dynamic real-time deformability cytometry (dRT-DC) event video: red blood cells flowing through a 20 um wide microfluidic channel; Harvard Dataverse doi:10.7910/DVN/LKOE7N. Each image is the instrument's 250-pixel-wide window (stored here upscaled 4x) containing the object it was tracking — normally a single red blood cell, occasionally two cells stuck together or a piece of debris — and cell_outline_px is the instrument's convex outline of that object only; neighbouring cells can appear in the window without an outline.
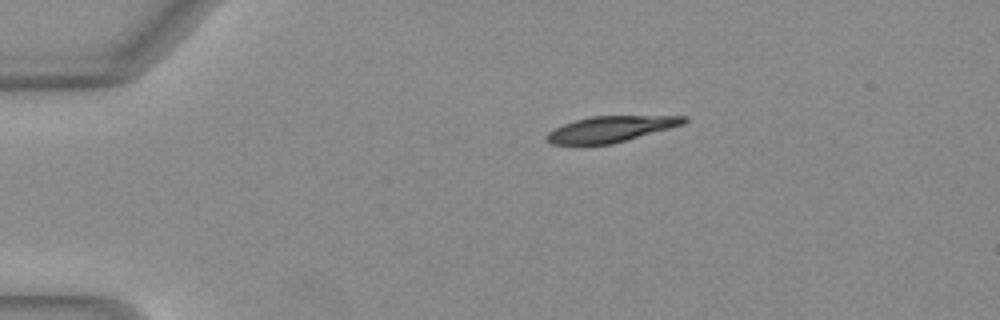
{"species": "Egyptian fruit bat (a non-hibernating species)", "species_latin": "Rousettus aegyptiacus", "temperature_condition": "warm", "stored_images_in_passage": 42, "camera_frame_rate_fps": 3000, "um_per_image_px": 0.085, "animal": {"sex": "female"}, "frame": {"image": 1, "passage_image": 1, "time_ms": 0.0, "image_size_px": [1000, 320], "cell_outline_px": [[688, 120], [684, 124], [612, 144], [552, 144], [544, 136], [548, 132], [564, 124], [576, 120], [592, 116], [688, 116]], "centroid_in_image_um": [51.93, 10.96], "position_along_channel_um": 33.1, "area_um2": 20.4}}
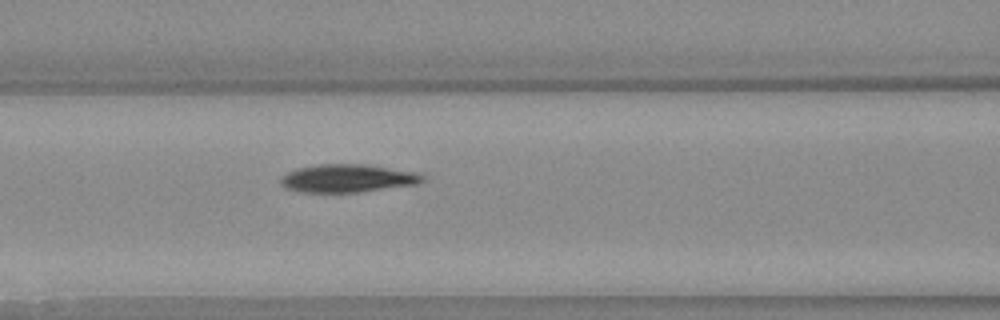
{"frame": {"image": 2, "passage_image": 13, "time_ms": 4.0, "image_size_px": [1000, 320], "cell_outline_px": [[424, 180], [416, 184], [356, 192], [300, 192], [284, 188], [280, 184], [280, 176], [296, 168], [316, 164], [368, 164], [420, 172], [424, 176]], "centroid_in_image_um": [29.52, 15.14], "position_along_channel_um": 137.1, "area_um2": 23.41}}
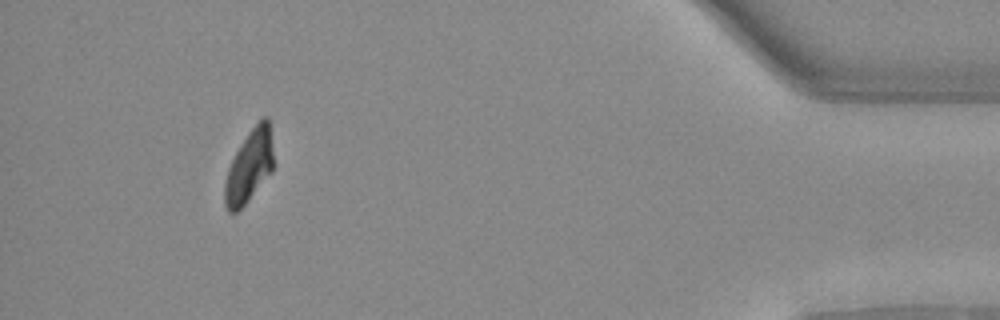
{"frame": {"image": 3, "passage_image": 38, "time_ms": 12.333, "image_size_px": [1000, 320], "cell_outline_px": [[272, 172], [248, 200], [236, 212], [228, 212], [224, 204], [224, 184], [228, 168], [240, 144], [248, 132], [264, 116], [268, 116], [272, 152]], "centroid_in_image_um": [21.16, 14.15], "position_along_channel_um": 414.0, "area_um2": 20.23}, "authors_computed_cell_mechanics": {"area_um2": 23.0911, "velocity_mm_per_s": 4.0366, "shape_relaxation_time_tau1_ms": 3.111, "shape_relaxation_time_tau2_ms": 1.2983, "deformation_change_tau1": 0.1697, "deformation_change_tau2": 0.0568}}